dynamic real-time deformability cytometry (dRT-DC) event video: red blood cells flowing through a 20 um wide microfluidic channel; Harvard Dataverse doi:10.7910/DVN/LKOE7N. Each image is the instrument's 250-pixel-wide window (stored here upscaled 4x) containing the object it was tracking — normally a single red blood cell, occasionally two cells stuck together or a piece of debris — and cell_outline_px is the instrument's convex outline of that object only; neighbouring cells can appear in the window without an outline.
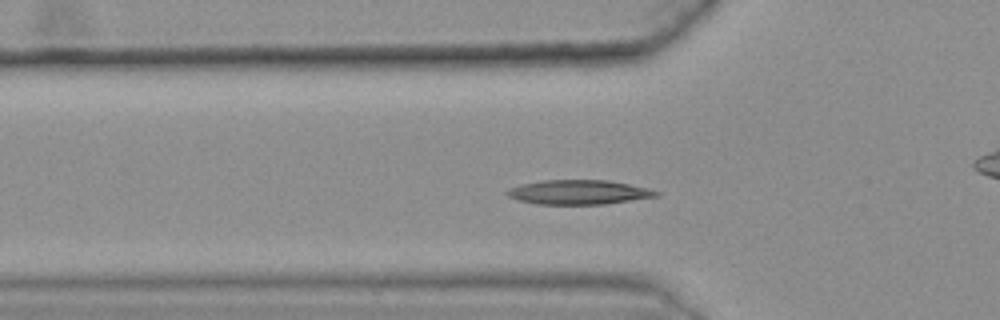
{"species": "common noctule bat (a hibernating species)", "species_latin": "Nyctalus noctula", "temperature_condition": "warm", "stored_images_in_passage": 43, "camera_frame_rate_fps": 3000, "um_per_image_px": 0.085, "animal": {"sex": "female", "body_mass_g": 25.1}, "frame": {"image": 1, "passage_image": 15, "time_ms": 4.667, "image_size_px": [1000, 320], "cell_outline_px": [[660, 196], [604, 204], [536, 204], [516, 200], [508, 196], [504, 192], [508, 188], [520, 184], [544, 180], [608, 180], [648, 188], [660, 192]], "centroid_in_image_um": [49.15, 16.34], "position_along_channel_um": 76.6, "area_um2": 21.33}}
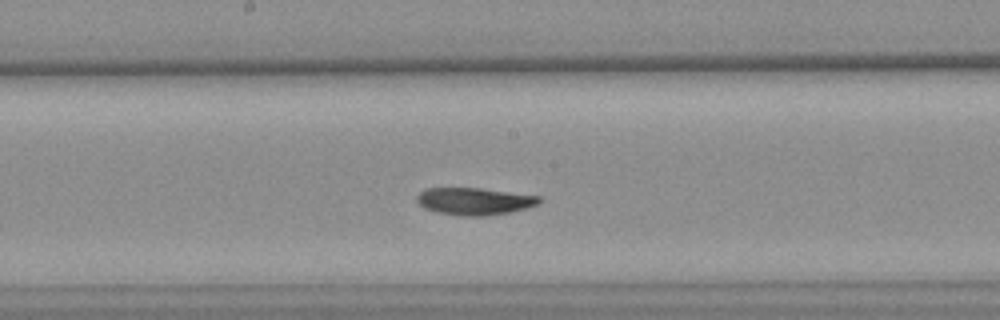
{"frame": {"image": 2, "passage_image": 26, "time_ms": 8.333, "image_size_px": [1000, 320], "cell_outline_px": [[544, 200], [540, 204], [508, 212], [488, 216], [460, 216], [436, 212], [424, 208], [416, 200], [416, 196], [424, 188], [480, 188], [540, 196]], "centroid_in_image_um": [40.32, 17.1], "position_along_channel_um": 207.9, "area_um2": 19.54}}
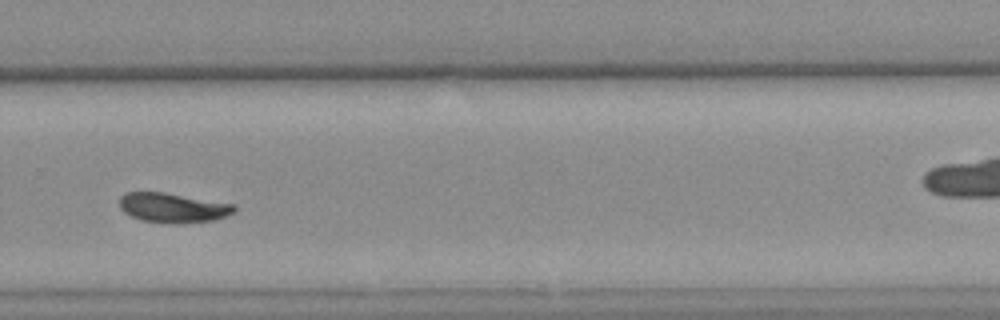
{"frame": {"image": 3, "passage_image": 35, "time_ms": 11.333, "image_size_px": [1000, 320], "cell_outline_px": [[236, 212], [216, 220], [176, 224], [140, 220], [124, 212], [120, 208], [120, 196], [124, 192], [164, 192], [236, 204]], "centroid_in_image_um": [14.73, 17.66], "position_along_channel_um": 315.1, "area_um2": 20.06}}